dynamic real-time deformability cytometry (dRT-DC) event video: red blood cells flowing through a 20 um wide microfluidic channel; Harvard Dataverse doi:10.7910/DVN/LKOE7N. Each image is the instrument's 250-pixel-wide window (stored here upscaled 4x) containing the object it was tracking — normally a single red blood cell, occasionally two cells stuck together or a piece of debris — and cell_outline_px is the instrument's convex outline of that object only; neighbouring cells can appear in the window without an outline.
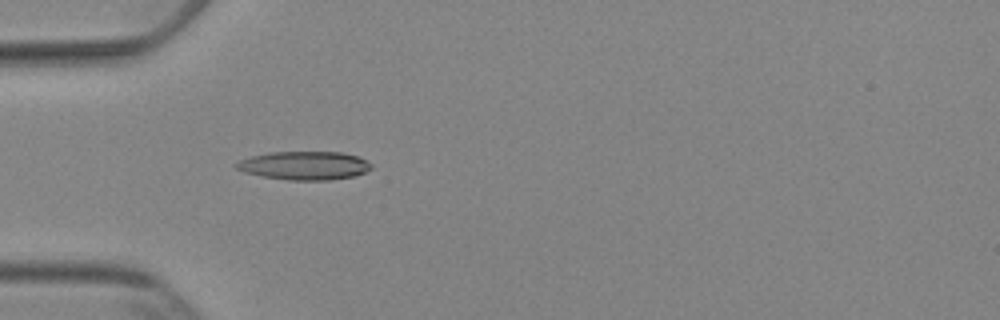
{"species": "Egyptian fruit bat (a non-hibernating species)", "species_latin": "Rousettus aegyptiacus", "temperature_condition": "cold", "stored_images_in_passage": 40, "camera_frame_rate_fps": 3000, "um_per_image_px": 0.085, "animal": {"sex": "female"}, "frame": {"image": 1, "passage_image": 4, "time_ms": 1.0, "image_size_px": [1000, 320], "cell_outline_px": [[372, 168], [364, 172], [352, 176], [328, 180], [288, 180], [264, 176], [244, 172], [236, 168], [232, 164], [240, 160], [252, 156], [268, 152], [344, 152], [356, 156], [372, 164]], "centroid_in_image_um": [25.84, 14.06], "position_along_channel_um": 59.2, "area_um2": 22.25}}
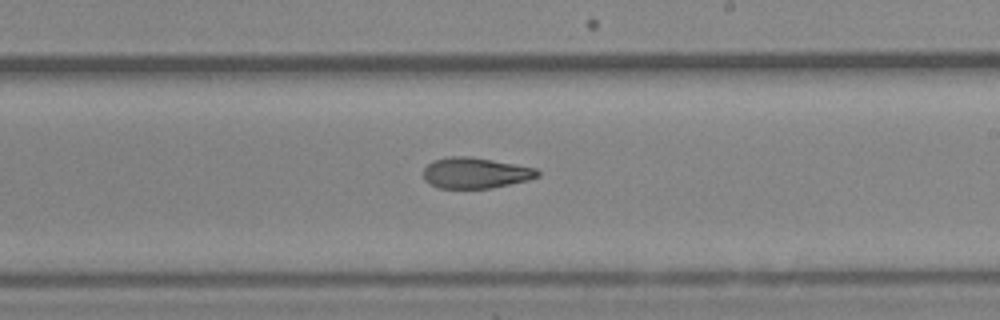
{"frame": {"image": 2, "passage_image": 19, "time_ms": 6.0, "image_size_px": [1000, 320], "cell_outline_px": [[540, 176], [528, 180], [492, 188], [440, 188], [428, 184], [424, 180], [424, 168], [432, 160], [448, 156], [468, 156], [492, 160], [536, 168], [540, 172]], "centroid_in_image_um": [40.39, 14.7], "position_along_channel_um": 248.6, "area_um2": 20.58}}
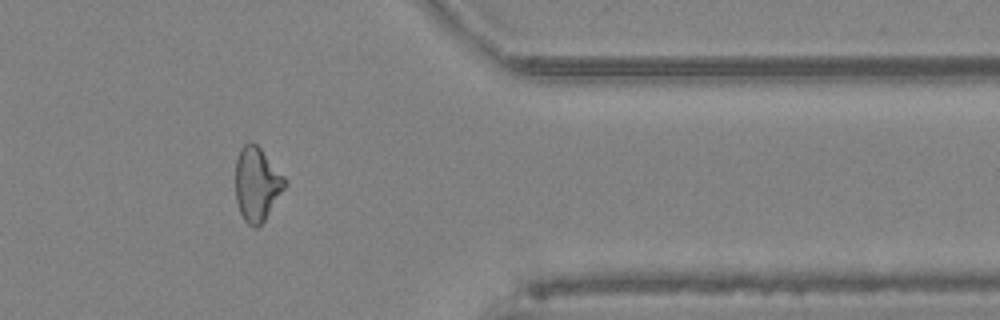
{"frame": {"image": 3, "passage_image": 31, "time_ms": 10.0, "image_size_px": [1000, 320], "cell_outline_px": [[288, 184], [264, 220], [256, 228], [252, 228], [244, 220], [240, 212], [236, 200], [236, 160], [240, 148], [248, 140], [252, 140], [260, 148], [288, 180]], "centroid_in_image_um": [21.84, 15.63], "position_along_channel_um": 389.6, "area_um2": 21.39}, "authors_computed_cell_mechanics": {"area_um2": 21.4438, "velocity_mm_per_s": 3.8931, "shape_relaxation_time_tau1_ms": 7.8413, "shape_relaxation_time_tau2_ms": 4.4976, "deformation_change_tau1": 0.2341, "deformation_change_tau2": 0.132}}